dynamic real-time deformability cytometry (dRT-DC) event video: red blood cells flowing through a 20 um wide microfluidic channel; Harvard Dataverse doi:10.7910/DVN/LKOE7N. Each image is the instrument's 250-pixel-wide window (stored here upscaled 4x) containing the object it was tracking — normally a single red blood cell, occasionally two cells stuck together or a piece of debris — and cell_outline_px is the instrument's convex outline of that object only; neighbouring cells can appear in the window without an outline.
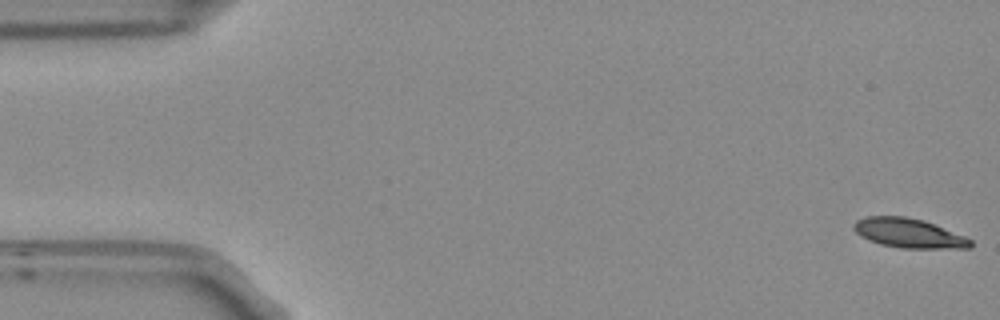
{"species": "Egyptian fruit bat (a non-hibernating species)", "species_latin": "Rousettus aegyptiacus", "temperature_condition": "room temperature", "stored_images_in_passage": 11, "camera_frame_rate_fps": 3000, "um_per_image_px": 0.085, "frame": {"image": 1, "passage_image": 1, "time_ms": 0.0, "image_size_px": [1000, 320], "cell_outline_px": [[972, 248], [900, 248], [880, 244], [868, 240], [860, 236], [852, 228], [852, 224], [856, 220], [864, 216], [904, 216], [924, 220], [964, 236], [972, 240]], "centroid_in_image_um": [77.2, 19.81], "position_along_channel_um": 7.8, "area_um2": 20.11}}